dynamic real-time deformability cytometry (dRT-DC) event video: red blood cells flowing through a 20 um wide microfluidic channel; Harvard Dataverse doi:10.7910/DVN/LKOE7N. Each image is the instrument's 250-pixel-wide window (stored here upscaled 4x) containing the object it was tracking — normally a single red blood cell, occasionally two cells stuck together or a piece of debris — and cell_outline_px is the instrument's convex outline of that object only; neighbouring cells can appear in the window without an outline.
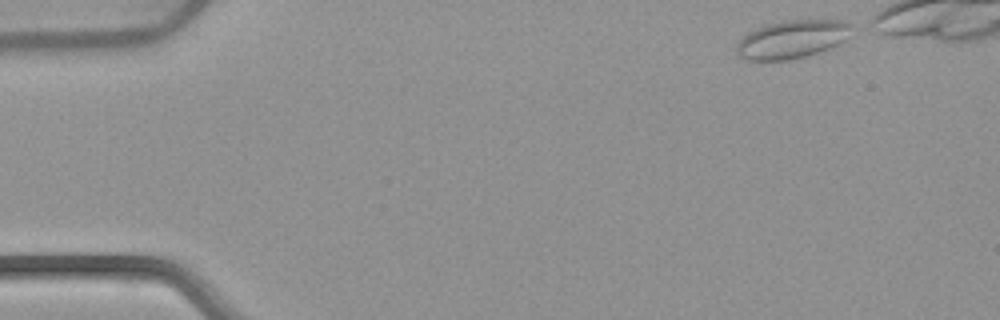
{"species": "common noctule bat (a hibernating species)", "species_latin": "Nyctalus noctula", "temperature_condition": "warm", "stored_images_in_passage": 42, "camera_frame_rate_fps": 3000, "um_per_image_px": 0.085, "animal": {"sex": "female", "body_mass_g": 22.7, "forearm_length_mm": 54.2}, "frame": {"image": 1, "passage_image": 1, "time_ms": 0.0, "image_size_px": [1000, 320], "cell_outline_px": [[852, 24], [844, 40], [840, 44], [808, 56], [788, 60], [744, 60], [736, 52], [736, 44], [748, 32], [756, 28], [768, 24], [784, 20], [848, 20]], "centroid_in_image_um": [67.31, 3.34], "position_along_channel_um": 17.7, "area_um2": 25.61}}
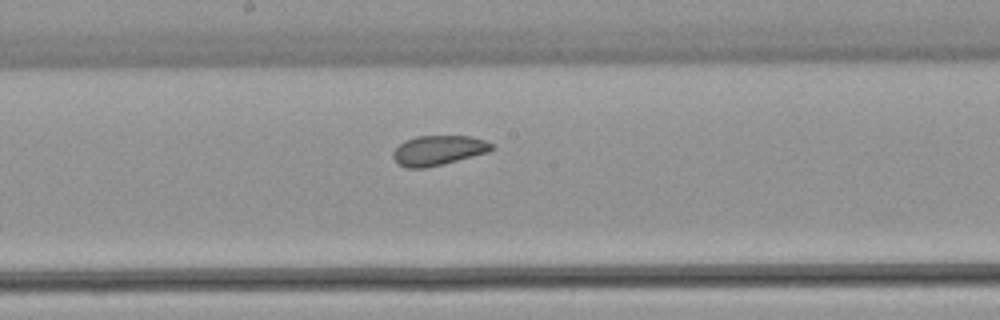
{"frame": {"image": 2, "passage_image": 24, "time_ms": 7.667, "image_size_px": [1000, 320], "cell_outline_px": [[492, 148], [488, 152], [424, 168], [404, 168], [392, 156], [392, 152], [404, 140], [416, 136], [472, 136], [484, 140], [492, 144]], "centroid_in_image_um": [37.22, 12.76], "position_along_channel_um": 211.0, "area_um2": 16.82}}
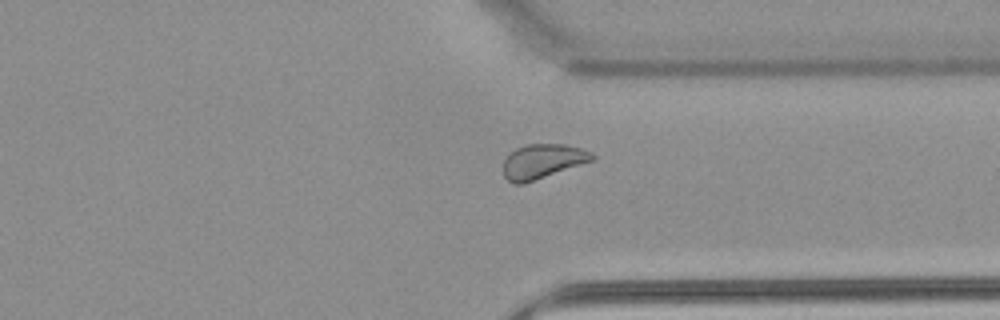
{"frame": {"image": 3, "passage_image": 36, "time_ms": 11.667, "image_size_px": [1000, 320], "cell_outline_px": [[596, 156], [592, 160], [524, 184], [512, 184], [504, 176], [504, 160], [516, 148], [524, 144], [564, 144], [580, 148], [592, 152]], "centroid_in_image_um": [46.1, 13.71], "position_along_channel_um": 365.3, "area_um2": 17.69}}